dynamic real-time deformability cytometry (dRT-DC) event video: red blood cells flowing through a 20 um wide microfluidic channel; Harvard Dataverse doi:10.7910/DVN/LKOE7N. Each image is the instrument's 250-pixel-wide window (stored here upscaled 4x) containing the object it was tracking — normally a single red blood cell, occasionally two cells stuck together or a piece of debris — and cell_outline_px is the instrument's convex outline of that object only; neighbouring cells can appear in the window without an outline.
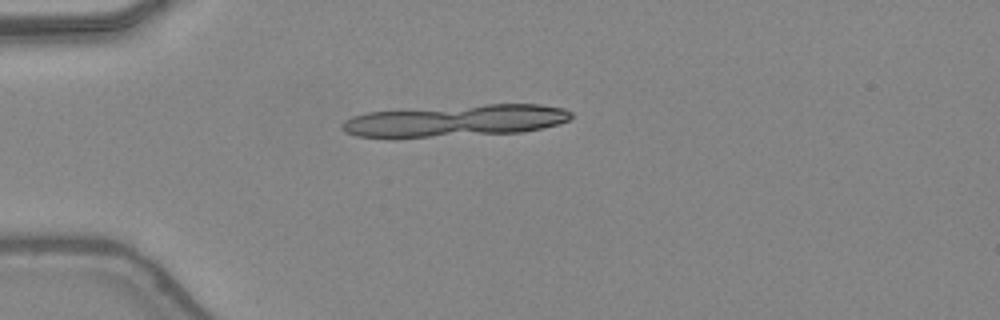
{"species": "common noctule bat (a hibernating species)", "species_latin": "Nyctalus noctula", "temperature_condition": "warm", "stored_images_in_passage": 13, "segment_of_instrument_passage": [2, 2], "camera_frame_rate_fps": 3000, "um_per_image_px": 0.085, "animal": {"sex": "female", "body_mass_g": 24.6, "forearm_length_mm": 56.2}, "frame": {"image": 1, "passage_image": 11, "time_ms": 3.333, "image_size_px": [1000, 320], "cell_outline_px": [[452, 128], [440, 132], [416, 136], [368, 136], [380, 112], [428, 112], [448, 116]], "centroid_in_image_um": [34.79, 10.55], "position_along_channel_um": 50.2, "area_um2": 12.08}}